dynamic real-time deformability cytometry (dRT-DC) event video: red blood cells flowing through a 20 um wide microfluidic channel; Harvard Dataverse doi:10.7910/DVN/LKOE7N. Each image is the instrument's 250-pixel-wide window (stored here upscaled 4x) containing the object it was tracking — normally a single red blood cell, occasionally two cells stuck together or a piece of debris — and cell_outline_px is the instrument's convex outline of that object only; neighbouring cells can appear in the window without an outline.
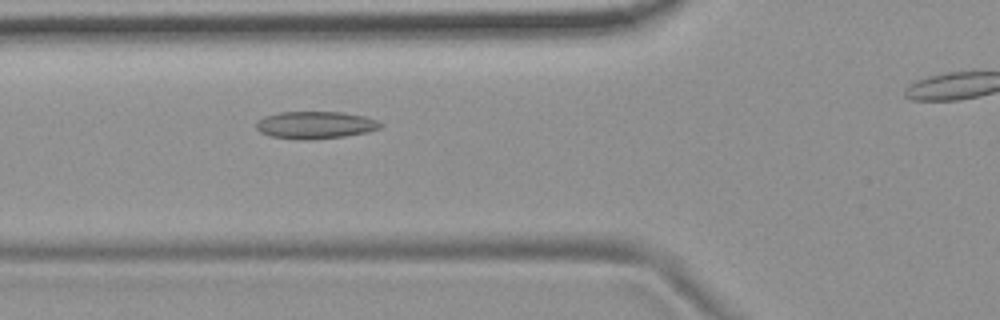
{"species": "common noctule bat (a hibernating species)", "species_latin": "Nyctalus noctula", "temperature_condition": "room temperature", "stored_images_in_passage": 23, "camera_frame_rate_fps": 3000, "um_per_image_px": 0.085, "animal": {"sex": "female", "body_mass_g": 19.9}, "frame": {"image": 1, "passage_image": 20, "time_ms": 6.333, "image_size_px": [1000, 320], "cell_outline_px": [[384, 124], [380, 128], [368, 132], [344, 136], [272, 136], [260, 132], [256, 128], [256, 124], [264, 116], [280, 112], [340, 112], [364, 116], [376, 120]], "centroid_in_image_um": [26.86, 10.56], "position_along_channel_um": 98.9, "area_um2": 18.55}}
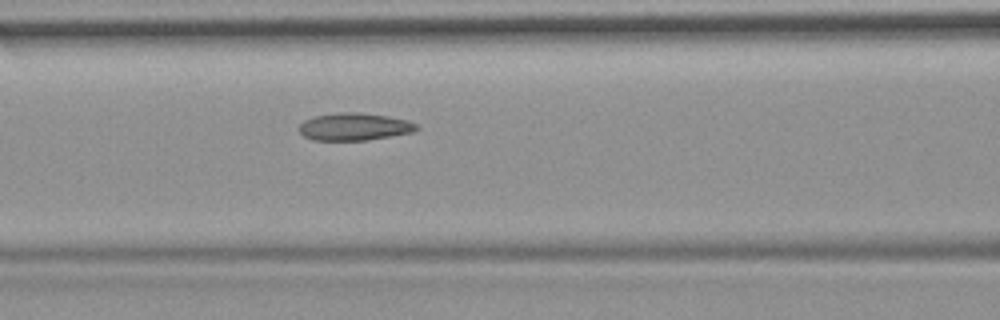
{"frame": {"image": 2, "passage_image": 23, "time_ms": 7.333, "image_size_px": [1000, 320], "cell_outline_px": [[420, 128], [412, 132], [368, 140], [312, 140], [304, 136], [300, 132], [300, 124], [304, 120], [316, 116], [336, 112], [360, 112], [388, 116], [408, 120], [416, 124]], "centroid_in_image_um": [30.13, 10.76], "position_along_channel_um": 136.5, "area_um2": 18.79}}